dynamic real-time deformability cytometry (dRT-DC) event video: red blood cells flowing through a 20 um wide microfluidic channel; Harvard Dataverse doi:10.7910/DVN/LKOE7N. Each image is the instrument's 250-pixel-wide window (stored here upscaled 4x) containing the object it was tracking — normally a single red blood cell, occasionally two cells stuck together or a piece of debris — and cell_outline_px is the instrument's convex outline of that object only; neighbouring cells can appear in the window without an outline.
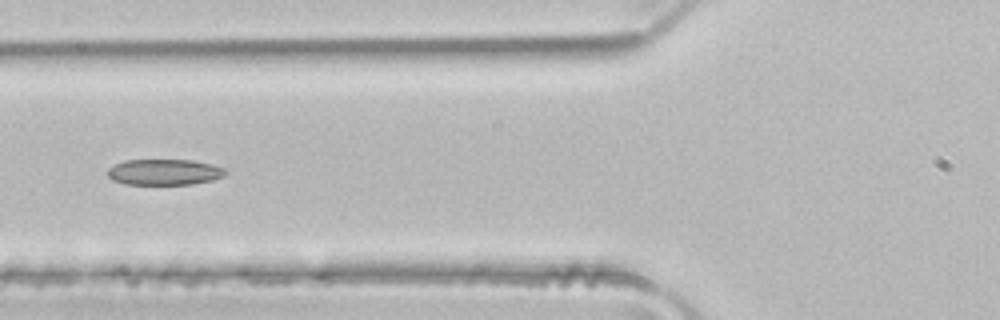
{"species": "common noctule bat (a hibernating species)", "species_latin": "Nyctalus noctula", "temperature_condition": "room temperature", "stored_images_in_passage": 6, "camera_frame_rate_fps": 3000, "um_per_image_px": 0.085, "animal": {"sex": "male", "body_mass_g": 21.5, "forearm_length_mm": 52.0}, "frame": {"image": 1, "passage_image": 5, "time_ms": 1.333, "image_size_px": [1000, 320], "cell_outline_px": [[228, 172], [224, 176], [212, 180], [192, 184], [124, 184], [112, 180], [108, 176], [108, 168], [124, 160], [192, 160], [212, 164], [224, 168]], "centroid_in_image_um": [13.98, 14.62], "position_along_channel_um": 111.8, "area_um2": 17.8}}
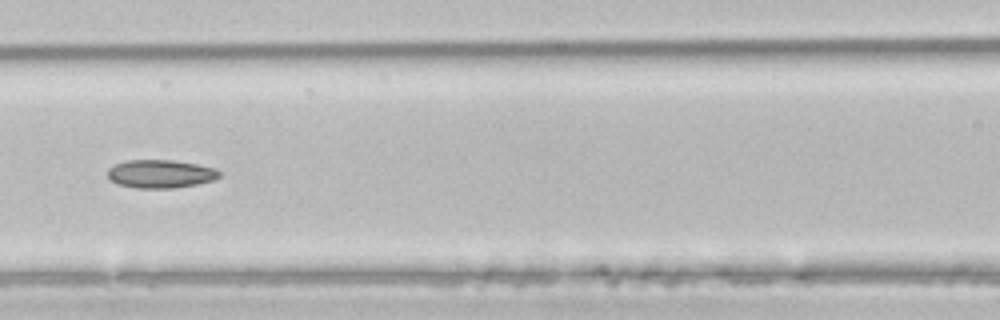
{"frame": {"image": 2, "passage_image": 6, "time_ms": 1.667, "image_size_px": [1000, 320], "cell_outline_px": [[220, 176], [212, 180], [196, 184], [172, 188], [136, 188], [116, 184], [108, 176], [108, 168], [116, 164], [128, 160], [172, 160], [196, 164], [216, 168], [220, 172]], "centroid_in_image_um": [13.63, 14.78], "position_along_channel_um": 153.0, "area_um2": 18.26}}